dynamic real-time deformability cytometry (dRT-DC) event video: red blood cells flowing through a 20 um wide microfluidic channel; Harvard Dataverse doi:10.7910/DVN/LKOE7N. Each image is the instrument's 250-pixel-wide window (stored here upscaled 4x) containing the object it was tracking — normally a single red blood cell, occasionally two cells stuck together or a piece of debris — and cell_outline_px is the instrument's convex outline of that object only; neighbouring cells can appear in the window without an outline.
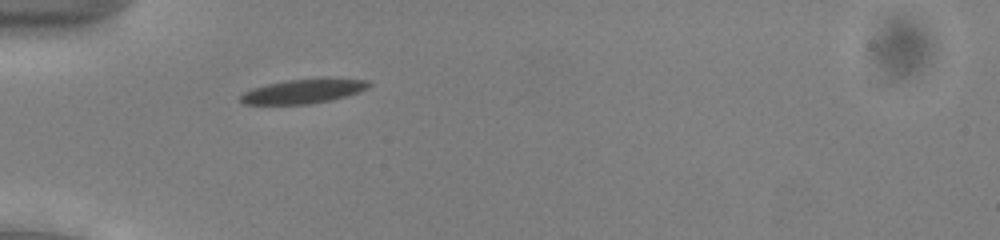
{"species": "common noctule bat (a hibernating species)", "species_latin": "Nyctalus noctula", "temperature_condition": "cold", "stored_images_in_passage": 46, "camera_frame_rate_fps": 3000, "um_per_image_px": 0.085, "animal": {"sex": "male", "body_mass_g": 13.0, "forearm_length_mm": 53.1}, "frame": {"image": 1, "passage_image": 10, "time_ms": 3.0, "image_size_px": [1000, 240], "cell_outline_px": [[372, 84], [368, 88], [332, 100], [308, 104], [244, 104], [240, 100], [240, 96], [244, 92], [252, 88], [268, 84], [288, 80], [324, 76], [368, 80]], "centroid_in_image_um": [25.83, 7.72], "position_along_channel_um": 59.2, "area_um2": 18.5}}
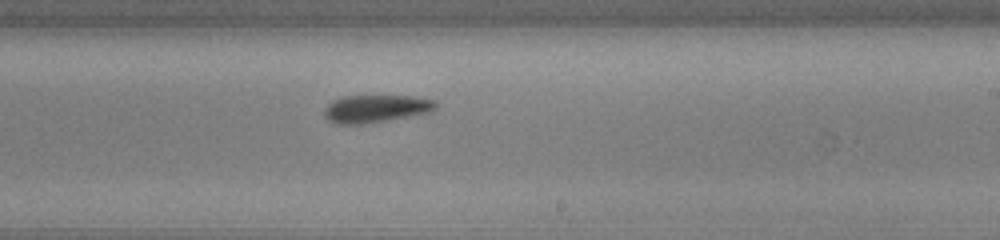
{"frame": {"image": 2, "passage_image": 26, "time_ms": 8.333, "image_size_px": [1000, 240], "cell_outline_px": [[436, 108], [428, 112], [384, 120], [360, 124], [336, 124], [328, 120], [324, 116], [324, 108], [332, 100], [344, 96], [416, 96], [436, 100]], "centroid_in_image_um": [31.9, 9.22], "position_along_channel_um": 257.1, "area_um2": 17.74}}
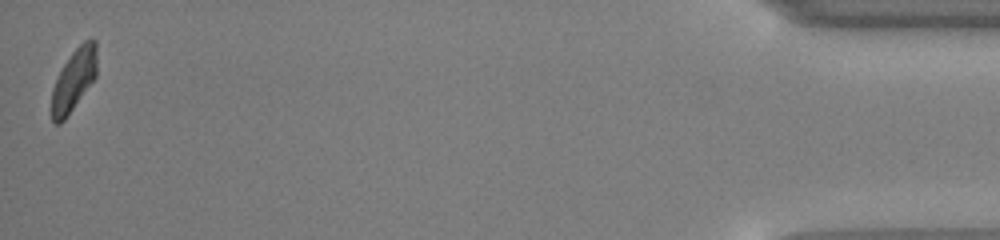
{"frame": {"image": 3, "passage_image": 46, "time_ms": 15.0, "image_size_px": [1000, 240], "cell_outline_px": [[96, 76], [64, 120], [60, 124], [56, 124], [52, 120], [52, 88], [64, 64], [72, 52], [84, 40], [92, 36], [96, 40]], "centroid_in_image_um": [6.29, 6.75], "position_along_channel_um": 428.9, "area_um2": 16.07}, "authors_computed_cell_mechanics": {"area_um2": 17.7735, "velocity_mm_per_s": 3.8681, "shape_relaxation_time_tau1_ms": 2.3007, "shape_relaxation_time_tau2_ms": 3.291, "deformation_change_tau1": 0.0905, "deformation_change_tau2": 0.0888}}